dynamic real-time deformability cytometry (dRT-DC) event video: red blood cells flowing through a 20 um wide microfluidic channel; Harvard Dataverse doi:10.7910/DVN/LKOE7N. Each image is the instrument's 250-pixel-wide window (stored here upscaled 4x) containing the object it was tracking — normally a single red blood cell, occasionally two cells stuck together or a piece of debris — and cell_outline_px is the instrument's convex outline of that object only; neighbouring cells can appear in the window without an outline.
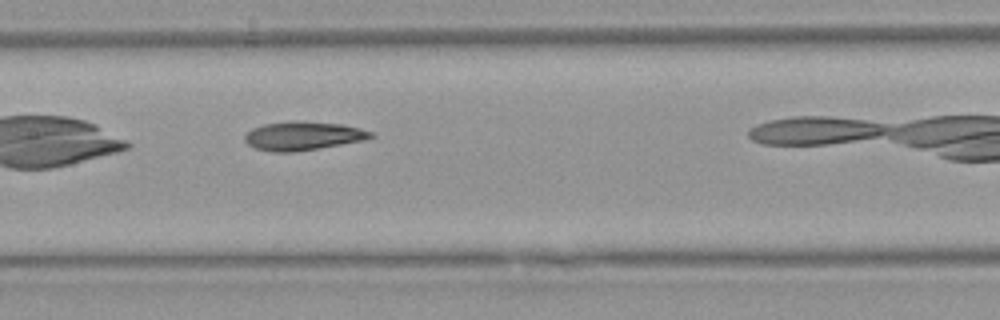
{"species": "Egyptian fruit bat (a non-hibernating species)", "species_latin": "Rousettus aegyptiacus", "temperature_condition": "warm", "stored_images_in_passage": 6, "camera_frame_rate_fps": 3000, "um_per_image_px": 0.085, "animal": {"sex": "female"}, "frame": {"image": 1, "passage_image": 5, "time_ms": 5.0, "image_size_px": [1000, 320], "cell_outline_px": [[376, 136], [364, 140], [296, 152], [272, 152], [256, 148], [248, 144], [244, 140], [244, 136], [252, 128], [264, 124], [344, 124], [360, 128], [372, 132]], "centroid_in_image_um": [25.77, 11.61], "position_along_channel_um": 181.6, "area_um2": 20.0}}